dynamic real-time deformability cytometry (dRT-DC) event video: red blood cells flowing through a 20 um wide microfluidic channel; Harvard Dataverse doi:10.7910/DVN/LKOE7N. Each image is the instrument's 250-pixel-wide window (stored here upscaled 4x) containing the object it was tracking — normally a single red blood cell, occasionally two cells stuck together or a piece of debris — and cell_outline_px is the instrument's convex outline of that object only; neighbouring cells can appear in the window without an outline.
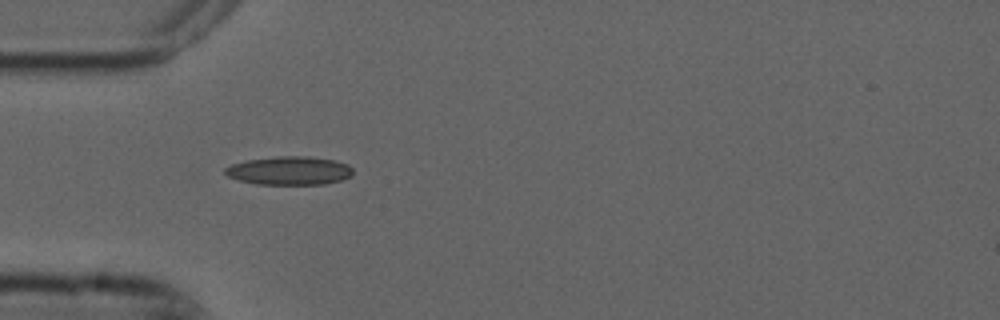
{"species": "common noctule bat (a hibernating species)", "species_latin": "Nyctalus noctula", "temperature_condition": "cold", "stored_images_in_passage": 1, "camera_frame_rate_fps": 3000, "um_per_image_px": 0.085, "animal": {"sex": "male", "forearm_length_mm": 52.5}, "frame": {"image": 1, "passage_image": 1, "time_ms": 0.0, "image_size_px": [1000, 320], "cell_outline_px": [[352, 176], [340, 180], [324, 184], [256, 184], [240, 180], [228, 176], [224, 172], [224, 168], [232, 164], [248, 160], [276, 156], [308, 156], [336, 160], [348, 164], [352, 168]], "centroid_in_image_um": [24.62, 14.5], "position_along_channel_um": 60.4, "area_um2": 21.21}}